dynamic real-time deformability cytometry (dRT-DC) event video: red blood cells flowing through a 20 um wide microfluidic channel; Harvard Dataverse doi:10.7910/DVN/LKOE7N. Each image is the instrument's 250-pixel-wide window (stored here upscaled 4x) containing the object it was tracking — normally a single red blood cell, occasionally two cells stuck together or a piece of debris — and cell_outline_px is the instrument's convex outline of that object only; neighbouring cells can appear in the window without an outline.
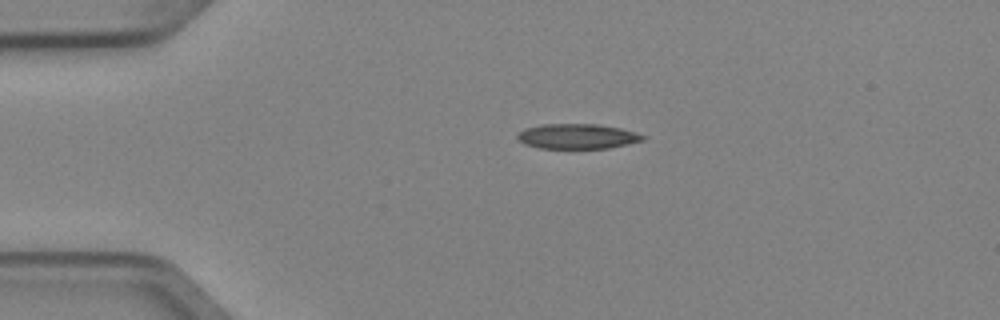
{"species": "Egyptian fruit bat (a non-hibernating species)", "species_latin": "Rousettus aegyptiacus", "temperature_condition": "cold", "stored_images_in_passage": 2, "camera_frame_rate_fps": 3000, "um_per_image_px": 0.085, "animal": {"sex": "female"}, "frame": {"image": 1, "passage_image": 1, "time_ms": 0.0, "image_size_px": [1000, 320], "cell_outline_px": [[644, 140], [628, 144], [608, 148], [540, 148], [524, 144], [516, 136], [524, 128], [540, 124], [596, 124], [620, 128], [636, 132], [644, 136]], "centroid_in_image_um": [49.06, 11.58], "position_along_channel_um": 35.9, "area_um2": 18.21}}